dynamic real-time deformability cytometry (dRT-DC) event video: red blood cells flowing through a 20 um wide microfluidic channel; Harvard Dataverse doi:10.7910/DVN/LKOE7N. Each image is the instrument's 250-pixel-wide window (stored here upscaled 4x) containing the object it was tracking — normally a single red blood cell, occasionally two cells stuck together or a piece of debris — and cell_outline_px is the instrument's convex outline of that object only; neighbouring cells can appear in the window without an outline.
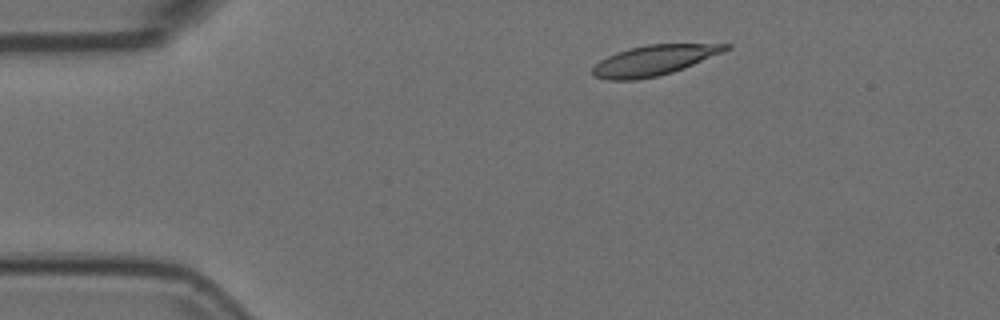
{"species": "Egyptian fruit bat (a non-hibernating species)", "species_latin": "Rousettus aegyptiacus", "temperature_condition": "room temperature", "stored_images_in_passage": 6, "camera_frame_rate_fps": 3000, "um_per_image_px": 0.085, "animal": {"sex": "female"}, "frame": {"image": 1, "passage_image": 2, "time_ms": 0.333, "image_size_px": [1000, 320], "cell_outline_px": [[732, 48], [684, 68], [672, 72], [656, 76], [636, 80], [608, 80], [592, 76], [592, 68], [600, 60], [616, 52], [628, 48], [648, 44], [732, 44]], "centroid_in_image_um": [55.56, 5.12], "position_along_channel_um": 29.4, "area_um2": 23.35}}
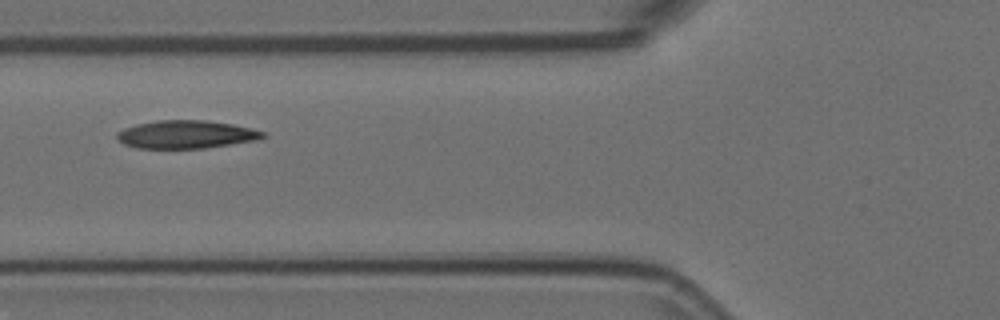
{"frame": {"image": 2, "passage_image": 5, "time_ms": 1.333, "image_size_px": [1000, 320], "cell_outline_px": [[268, 136], [260, 140], [204, 148], [136, 148], [124, 144], [116, 136], [116, 132], [124, 128], [136, 124], [156, 120], [208, 120], [232, 124], [264, 132]], "centroid_in_image_um": [15.83, 11.42], "position_along_channel_um": 110.0, "area_um2": 23.93}}
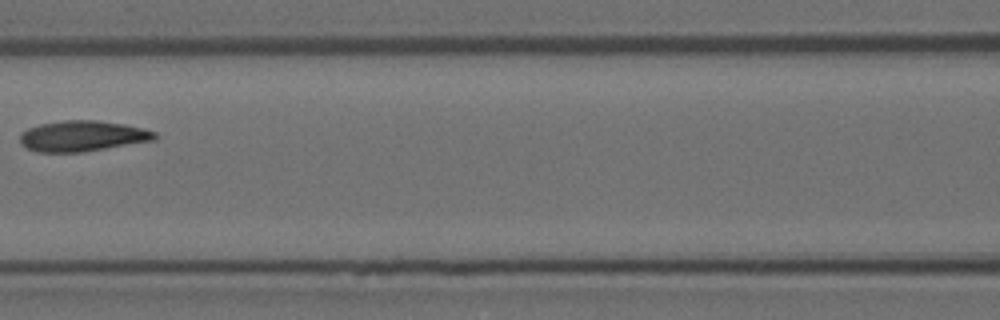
{"frame": {"image": 3, "passage_image": 6, "time_ms": 1.667, "image_size_px": [1000, 320], "cell_outline_px": [[160, 136], [156, 140], [80, 152], [36, 152], [20, 144], [20, 132], [28, 128], [40, 124], [64, 120], [96, 120], [124, 124], [144, 128], [156, 132]], "centroid_in_image_um": [7.02, 11.56], "position_along_channel_um": 159.6, "area_um2": 24.22}}